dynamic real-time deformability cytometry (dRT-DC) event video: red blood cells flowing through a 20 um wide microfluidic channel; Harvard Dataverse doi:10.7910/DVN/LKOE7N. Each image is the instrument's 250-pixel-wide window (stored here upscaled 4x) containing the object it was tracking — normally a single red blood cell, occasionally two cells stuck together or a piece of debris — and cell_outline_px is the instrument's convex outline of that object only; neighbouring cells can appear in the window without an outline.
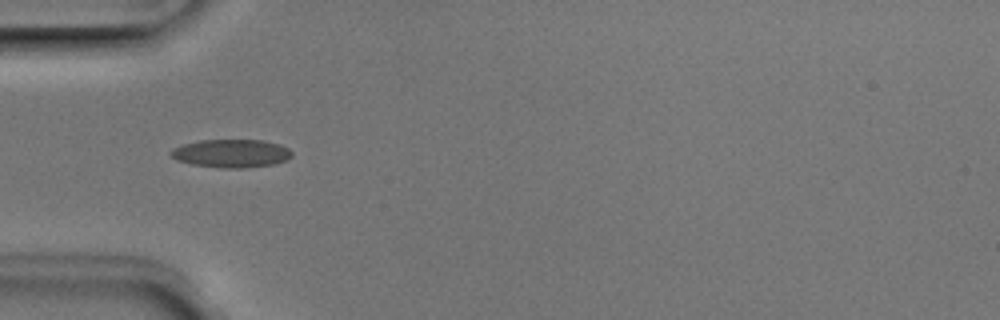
{"species": "Egyptian fruit bat (a non-hibernating species)", "species_latin": "Rousettus aegyptiacus", "temperature_condition": "room temperature", "stored_images_in_passage": 7, "camera_frame_rate_fps": 3000, "um_per_image_px": 0.085, "animal": {"sex": "male"}, "frame": {"image": 1, "passage_image": 4, "time_ms": 1.0, "image_size_px": [1000, 320], "cell_outline_px": [[292, 156], [288, 160], [272, 164], [244, 168], [224, 168], [192, 164], [176, 160], [168, 152], [172, 148], [184, 144], [200, 140], [264, 140], [280, 144], [288, 148], [292, 152]], "centroid_in_image_um": [19.67, 13.03], "position_along_channel_um": 65.3, "area_um2": 19.94}}
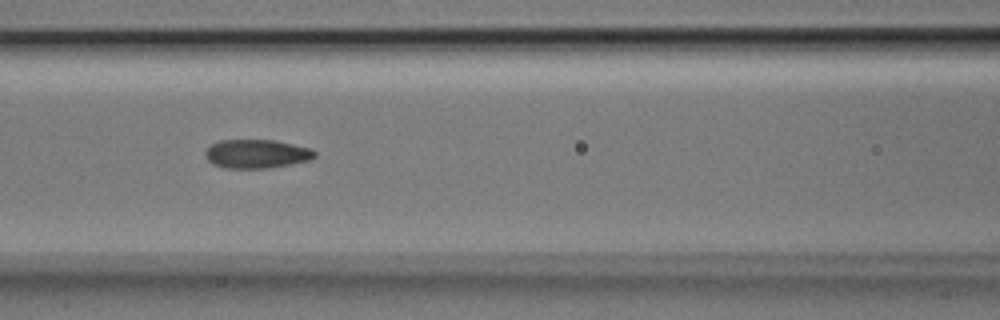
{"frame": {"image": 2, "passage_image": 6, "time_ms": 1.667, "image_size_px": [1000, 320], "cell_outline_px": [[316, 156], [308, 160], [292, 164], [268, 168], [224, 168], [212, 164], [204, 156], [204, 152], [212, 144], [220, 140], [272, 140], [312, 148], [316, 152]], "centroid_in_image_um": [21.8, 13.08], "position_along_channel_um": 144.8, "area_um2": 18.38}}
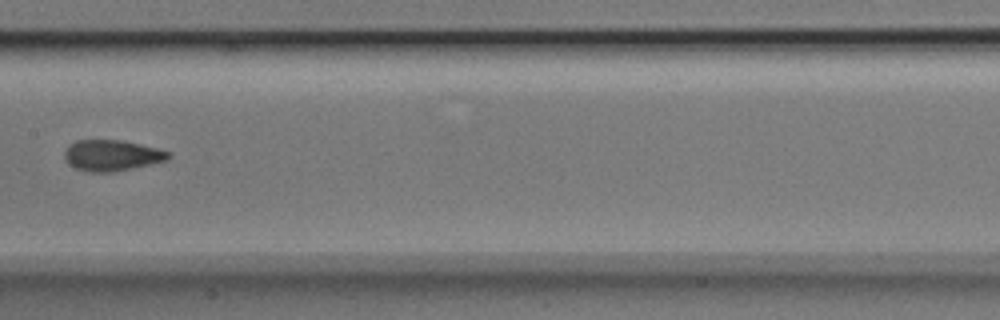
{"frame": {"image": 3, "passage_image": 7, "time_ms": 2.0, "image_size_px": [1000, 320], "cell_outline_px": [[172, 156], [168, 160], [112, 172], [88, 172], [76, 168], [68, 164], [64, 160], [64, 152], [68, 144], [76, 140], [124, 140], [172, 152]], "centroid_in_image_um": [9.49, 13.2], "position_along_channel_um": 197.9, "area_um2": 18.9}}